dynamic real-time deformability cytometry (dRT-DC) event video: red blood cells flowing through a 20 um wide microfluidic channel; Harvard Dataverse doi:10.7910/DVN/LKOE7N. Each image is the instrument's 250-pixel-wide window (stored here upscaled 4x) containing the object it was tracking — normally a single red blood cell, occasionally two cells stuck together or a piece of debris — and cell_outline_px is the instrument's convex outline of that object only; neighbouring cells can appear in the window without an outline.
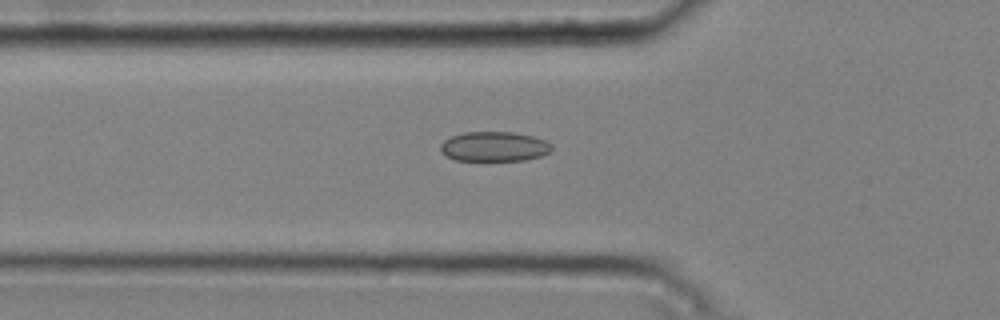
{"species": "common noctule bat (a hibernating species)", "species_latin": "Nyctalus noctula", "temperature_condition": "cold", "stored_images_in_passage": 36, "camera_frame_rate_fps": 3000, "um_per_image_px": 0.085, "animal": {"sex": "male", "body_mass_g": 20.4}, "frame": {"image": 1, "passage_image": 4, "time_ms": 1.0, "image_size_px": [1000, 320], "cell_outline_px": [[552, 148], [548, 152], [540, 156], [524, 160], [456, 160], [448, 156], [440, 148], [440, 144], [444, 140], [452, 136], [464, 132], [512, 132], [532, 136], [544, 140], [552, 144]], "centroid_in_image_um": [42.01, 12.44], "position_along_channel_um": 83.8, "area_um2": 19.02}}
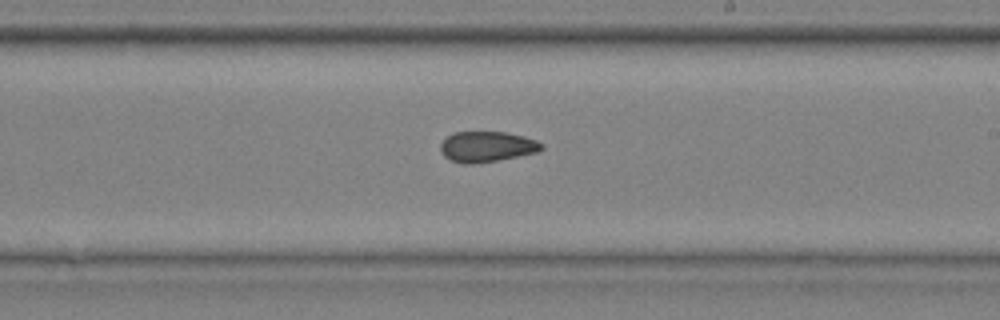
{"frame": {"image": 2, "passage_image": 17, "time_ms": 5.333, "image_size_px": [1000, 320], "cell_outline_px": [[544, 148], [536, 152], [496, 160], [472, 164], [464, 164], [452, 160], [444, 156], [440, 148], [440, 144], [452, 132], [504, 132], [524, 136], [536, 140], [544, 144]], "centroid_in_image_um": [41.38, 12.45], "position_along_channel_um": 247.6, "area_um2": 17.8}}
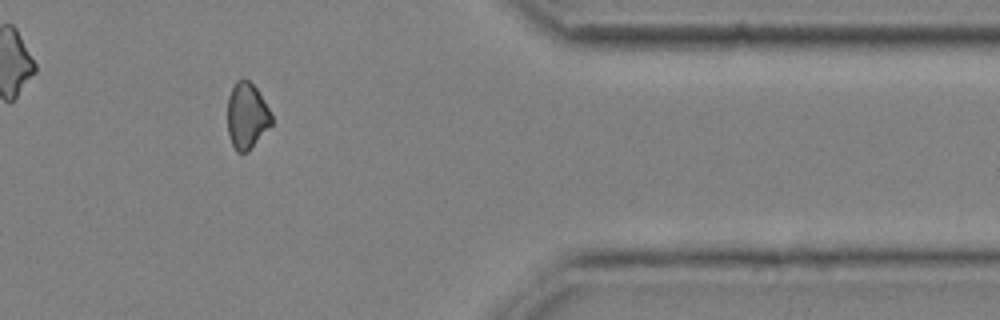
{"frame": {"image": 3, "passage_image": 30, "time_ms": 9.667, "image_size_px": [1000, 320], "cell_outline_px": [[272, 124], [248, 152], [236, 152], [228, 136], [228, 96], [236, 80], [244, 76], [256, 88], [268, 108], [272, 116]], "centroid_in_image_um": [20.96, 9.84], "position_along_channel_um": 390.4, "area_um2": 16.99}, "authors_computed_cell_mechanics": {"area_um2": 17.8602, "velocity_mm_per_s": 3.7744, "shape_relaxation_time_tau1_ms": null, "shape_relaxation_time_tau2_ms": 2.9996, "deformation_change_tau1": null, "deformation_change_tau2": 0.084}}